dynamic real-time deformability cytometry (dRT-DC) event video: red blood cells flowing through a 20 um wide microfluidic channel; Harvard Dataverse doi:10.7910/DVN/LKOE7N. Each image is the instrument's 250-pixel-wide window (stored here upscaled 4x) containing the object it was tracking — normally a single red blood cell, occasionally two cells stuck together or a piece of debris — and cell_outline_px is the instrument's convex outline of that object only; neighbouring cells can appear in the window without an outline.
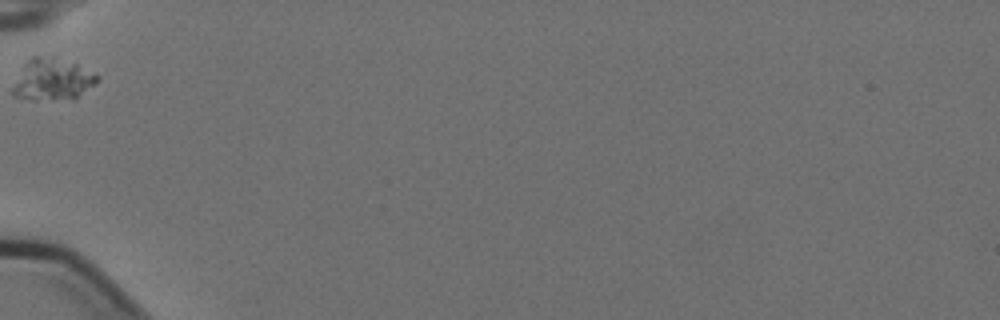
{"species": "Egyptian fruit bat (a non-hibernating species)", "species_latin": "Rousettus aegyptiacus", "temperature_condition": "cold", "stored_images_in_passage": 1, "camera_frame_rate_fps": 3000, "um_per_image_px": 0.085, "animal": {"sex": "female"}, "frame": {"image": 1, "passage_image": 1, "time_ms": 0.0, "image_size_px": [1000, 320], "cell_outline_px": [[100, 80], [96, 84], [72, 100], [32, 100], [16, 96], [12, 92], [12, 88], [24, 64], [32, 56], [52, 56], [76, 64], [100, 76]], "centroid_in_image_um": [4.49, 6.77], "position_along_channel_um": 80.5, "area_um2": 20.58}}